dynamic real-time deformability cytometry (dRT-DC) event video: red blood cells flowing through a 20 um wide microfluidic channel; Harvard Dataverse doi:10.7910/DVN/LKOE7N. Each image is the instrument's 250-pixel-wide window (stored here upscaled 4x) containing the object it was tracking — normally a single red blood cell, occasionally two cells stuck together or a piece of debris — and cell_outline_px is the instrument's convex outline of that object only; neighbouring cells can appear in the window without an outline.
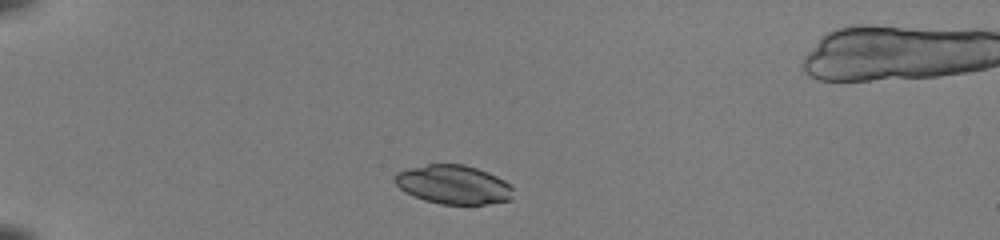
{"species": "common noctule bat (a hibernating species)", "species_latin": "Nyctalus noctula", "temperature_condition": "room temperature", "stored_images_in_passage": 37, "camera_frame_rate_fps": 3000, "um_per_image_px": 0.085, "animal": {"sex": "female", "body_mass_g": 22.0, "forearm_length_mm": 56.7}, "frame": {"image": 1, "passage_image": 1, "time_ms": 0.0, "image_size_px": [1000, 240], "cell_outline_px": [[512, 200], [484, 204], [440, 204], [424, 200], [400, 188], [396, 184], [396, 172], [408, 168], [428, 164], [464, 164], [488, 172], [504, 180], [512, 188]], "centroid_in_image_um": [38.56, 15.69], "position_along_channel_um": 46.4, "area_um2": 26.59}}
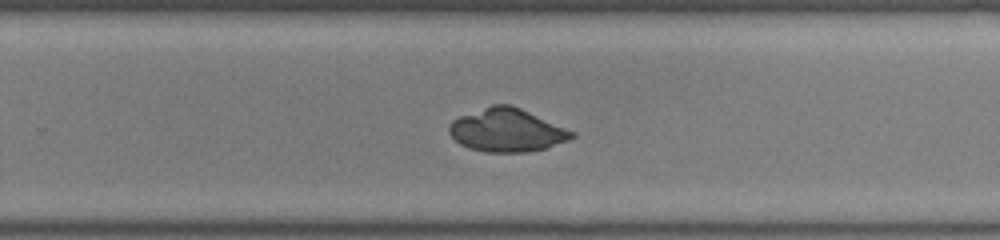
{"frame": {"image": 2, "passage_image": 22, "time_ms": 7.0, "image_size_px": [1000, 240], "cell_outline_px": [[576, 136], [568, 140], [544, 148], [528, 152], [488, 152], [468, 148], [460, 144], [448, 132], [448, 124], [452, 120], [460, 116], [492, 104], [508, 104], [520, 108], [576, 132]], "centroid_in_image_um": [43.07, 11.06], "position_along_channel_um": 286.7, "area_um2": 30.75}}
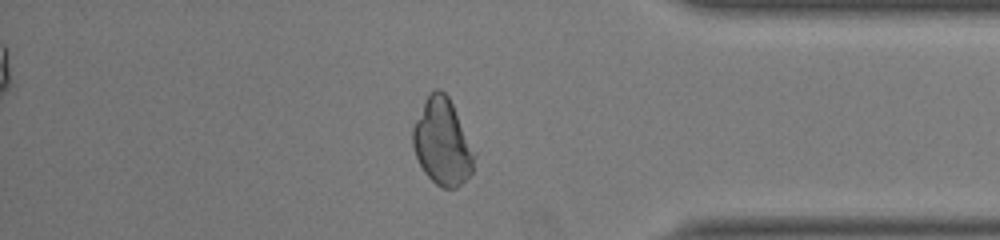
{"frame": {"image": 3, "passage_image": 31, "time_ms": 10.0, "image_size_px": [1000, 240], "cell_outline_px": [[476, 156], [472, 172], [456, 188], [444, 188], [436, 184], [424, 172], [416, 156], [412, 144], [412, 128], [428, 96], [436, 88], [440, 88], [448, 96], [476, 152]], "centroid_in_image_um": [37.62, 12.1], "position_along_channel_um": 397.6, "area_um2": 30.63}}